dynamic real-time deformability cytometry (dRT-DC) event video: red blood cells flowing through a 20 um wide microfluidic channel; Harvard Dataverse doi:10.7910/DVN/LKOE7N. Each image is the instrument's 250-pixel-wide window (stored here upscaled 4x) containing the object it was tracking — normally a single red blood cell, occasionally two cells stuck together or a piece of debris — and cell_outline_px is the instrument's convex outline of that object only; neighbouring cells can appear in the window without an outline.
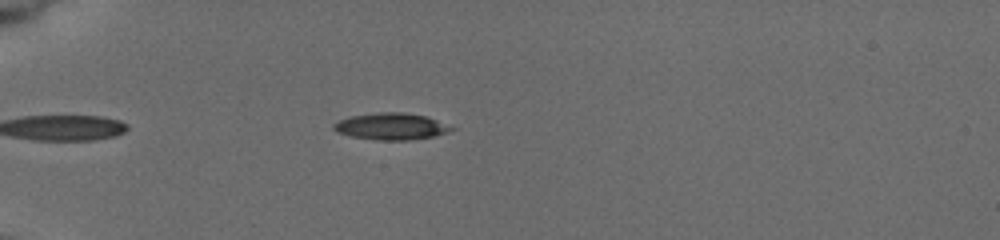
{"species": "common noctule bat (a hibernating species)", "species_latin": "Nyctalus noctula", "temperature_condition": "cold", "stored_images_in_passage": 10, "camera_frame_rate_fps": 3000, "um_per_image_px": 0.085, "animal": {"sex": "female", "body_mass_g": 19.5, "forearm_length_mm": 54.1}, "frame": {"image": 1, "passage_image": 6, "time_ms": 5.333, "image_size_px": [1000, 240], "cell_outline_px": [[456, 128], [448, 132], [432, 136], [408, 140], [376, 140], [352, 136], [336, 132], [332, 128], [332, 124], [340, 120], [352, 116], [380, 112], [404, 112], [424, 116], [436, 120]], "centroid_in_image_um": [33.22, 10.74], "position_along_channel_um": 51.8, "area_um2": 18.09}}
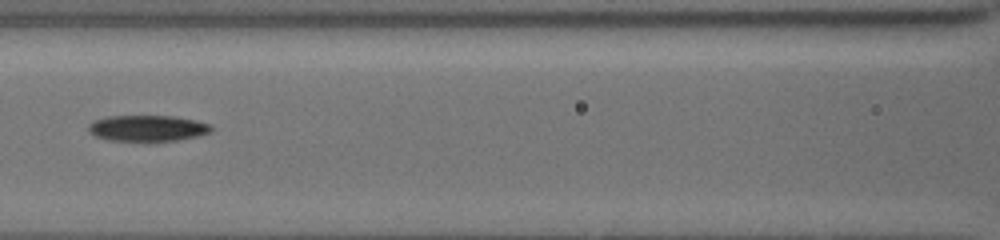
{"frame": {"image": 2, "passage_image": 9, "time_ms": 8.667, "image_size_px": [1000, 240], "cell_outline_px": [[212, 132], [196, 136], [176, 140], [152, 144], [148, 144], [108, 140], [96, 136], [88, 132], [88, 124], [92, 120], [108, 116], [176, 116], [196, 120], [208, 124], [212, 128]], "centroid_in_image_um": [12.49, 10.94], "position_along_channel_um": 154.1, "area_um2": 19.54}}
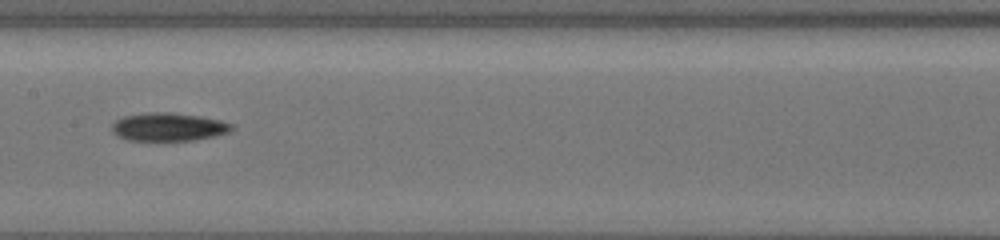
{"frame": {"image": 3, "passage_image": 10, "time_ms": 9.667, "image_size_px": [1000, 240], "cell_outline_px": [[236, 128], [232, 132], [216, 136], [196, 140], [128, 140], [116, 136], [112, 132], [112, 124], [116, 120], [124, 116], [148, 112], [172, 112], [200, 116], [220, 120], [236, 124]], "centroid_in_image_um": [14.39, 10.79], "position_along_channel_um": 193.0, "area_um2": 20.06}}